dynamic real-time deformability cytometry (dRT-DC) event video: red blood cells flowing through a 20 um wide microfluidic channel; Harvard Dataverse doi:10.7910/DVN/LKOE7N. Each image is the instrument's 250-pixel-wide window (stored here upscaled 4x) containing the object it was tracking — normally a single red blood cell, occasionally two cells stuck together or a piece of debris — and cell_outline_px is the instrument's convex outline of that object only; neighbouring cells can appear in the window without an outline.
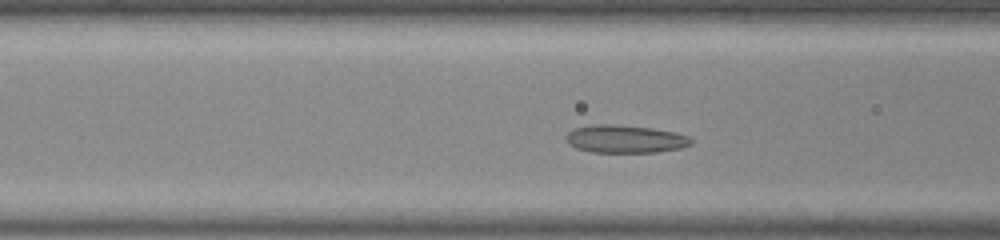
{"species": "common noctule bat (a hibernating species)", "species_latin": "Nyctalus noctula", "temperature_condition": "room temperature", "stored_images_in_passage": 42, "camera_frame_rate_fps": 3000, "um_per_image_px": 0.085, "animal": {"sex": "male", "body_mass_g": 20.0, "forearm_length_mm": 53.3}, "frame": {"image": 1, "passage_image": 11, "time_ms": 3.333, "image_size_px": [1000, 240], "cell_outline_px": [[692, 144], [680, 148], [656, 152], [592, 152], [576, 148], [568, 144], [564, 136], [568, 132], [576, 128], [592, 124], [612, 124], [652, 128], [676, 132], [688, 136], [692, 140]], "centroid_in_image_um": [53.12, 11.81], "position_along_channel_um": 113.5, "area_um2": 20.35}}
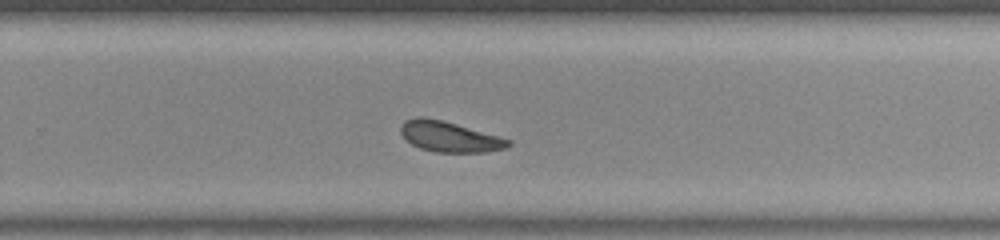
{"frame": {"image": 2, "passage_image": 25, "time_ms": 8.0, "image_size_px": [1000, 240], "cell_outline_px": [[512, 144], [504, 148], [484, 152], [436, 152], [420, 148], [412, 144], [400, 132], [400, 124], [404, 120], [416, 116], [424, 116], [444, 120], [500, 136], [512, 140]], "centroid_in_image_um": [38.2, 11.59], "position_along_channel_um": 291.6, "area_um2": 19.31}}
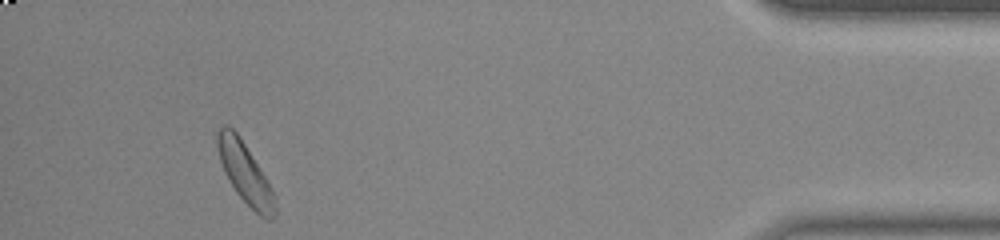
{"frame": {"image": 3, "passage_image": 39, "time_ms": 12.667, "image_size_px": [1000, 240], "cell_outline_px": [[276, 212], [272, 220], [268, 220], [260, 216], [236, 192], [224, 172], [220, 160], [216, 144], [216, 132], [224, 124], [228, 124], [236, 132], [244, 144], [264, 176], [276, 196]], "centroid_in_image_um": [20.82, 14.71], "position_along_channel_um": 414.4, "area_um2": 19.94}, "authors_computed_cell_mechanics": {"area_um2": 19.5942, "velocity_mm_per_s": 3.8241, "shape_relaxation_time_tau1_ms": 7.3854, "shape_relaxation_time_tau2_ms": 8.1399, "deformation_change_tau1": 0.1236, "deformation_change_tau2": 0.1439}}